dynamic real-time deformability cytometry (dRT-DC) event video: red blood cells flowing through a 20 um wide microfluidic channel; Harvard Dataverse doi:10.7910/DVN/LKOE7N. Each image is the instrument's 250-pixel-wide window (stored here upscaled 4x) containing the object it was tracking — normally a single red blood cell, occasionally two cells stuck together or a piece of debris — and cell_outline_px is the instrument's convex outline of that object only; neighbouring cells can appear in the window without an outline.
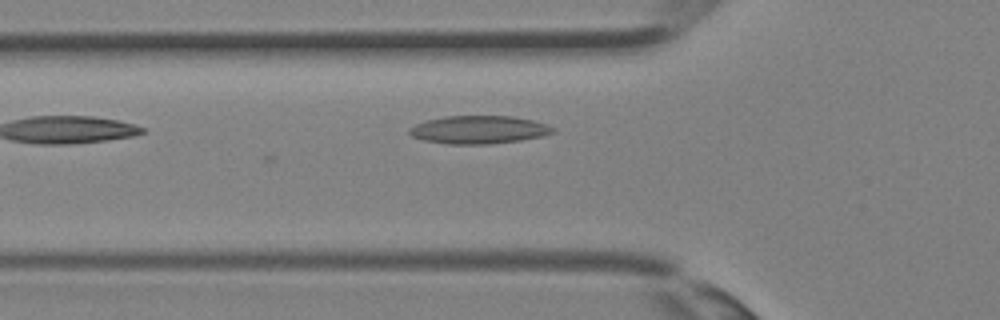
{"species": "Egyptian fruit bat (a non-hibernating species)", "species_latin": "Rousettus aegyptiacus", "temperature_condition": "room temperature", "stored_images_in_passage": 22, "camera_frame_rate_fps": 3000, "um_per_image_px": 0.085, "animal": {"sex": "female"}, "frame": {"image": 1, "passage_image": 2, "time_ms": 0.333, "image_size_px": [1000, 320], "cell_outline_px": [[556, 132], [540, 136], [520, 140], [492, 144], [448, 144], [424, 140], [412, 136], [408, 132], [408, 128], [416, 124], [428, 120], [444, 116], [512, 116], [532, 120], [556, 128]], "centroid_in_image_um": [40.69, 11.03], "position_along_channel_um": 85.1, "area_um2": 23.35}}
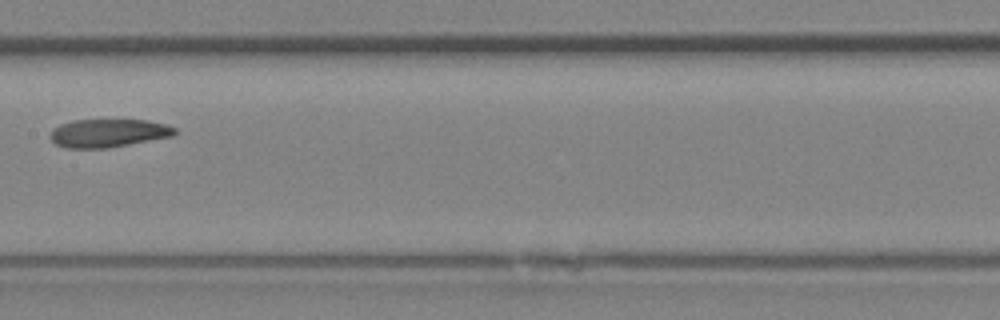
{"frame": {"image": 2, "passage_image": 8, "time_ms": 2.333, "image_size_px": [1000, 320], "cell_outline_px": [[176, 132], [172, 136], [108, 148], [64, 148], [56, 144], [48, 136], [52, 128], [60, 124], [72, 120], [148, 120], [164, 124], [176, 128]], "centroid_in_image_um": [9.15, 11.31], "position_along_channel_um": 198.3, "area_um2": 20.52}}
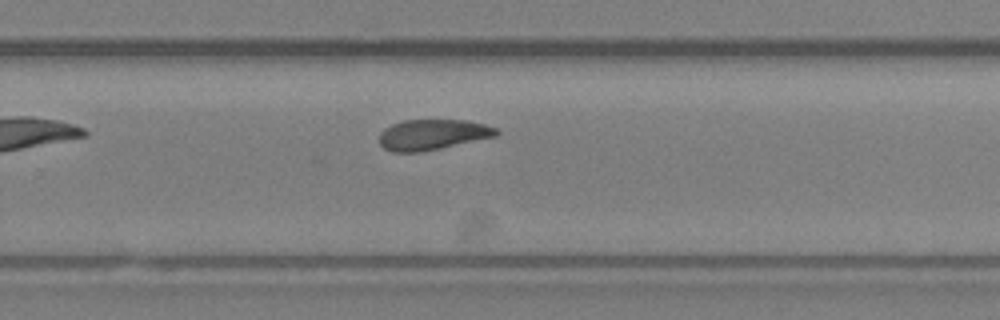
{"frame": {"image": 3, "passage_image": 13, "time_ms": 4.0, "image_size_px": [1000, 320], "cell_outline_px": [[500, 132], [496, 136], [440, 148], [420, 152], [392, 152], [384, 148], [380, 144], [380, 132], [384, 128], [392, 124], [404, 120], [468, 120], [484, 124], [496, 128]], "centroid_in_image_um": [36.76, 11.44], "position_along_channel_um": 293.0, "area_um2": 20.75}}